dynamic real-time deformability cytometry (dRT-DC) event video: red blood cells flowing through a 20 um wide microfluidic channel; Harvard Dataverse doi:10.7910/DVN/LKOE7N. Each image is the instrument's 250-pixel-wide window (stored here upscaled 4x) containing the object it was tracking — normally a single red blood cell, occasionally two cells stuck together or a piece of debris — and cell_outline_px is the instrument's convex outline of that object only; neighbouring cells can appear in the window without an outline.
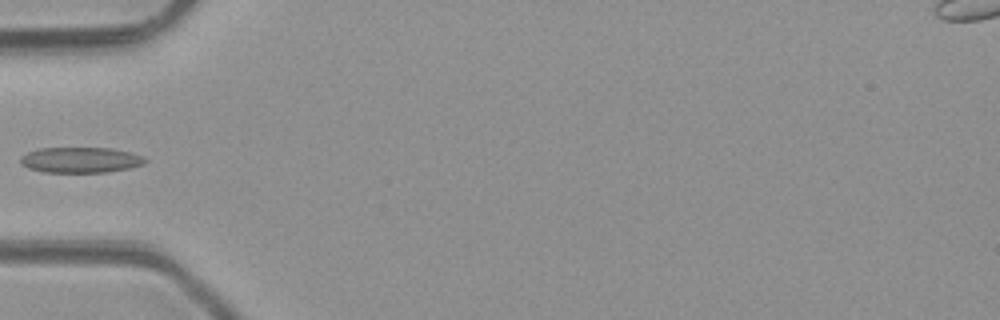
{"species": "common noctule bat (a hibernating species)", "species_latin": "Nyctalus noctula", "temperature_condition": "room temperature", "stored_images_in_passage": 7, "camera_frame_rate_fps": 3000, "um_per_image_px": 0.085, "animal": {"sex": "male", "body_mass_g": 23.1, "forearm_length_mm": 52.7}, "frame": {"image": 1, "passage_image": 7, "time_ms": 7.667, "image_size_px": [1000, 320], "cell_outline_px": [[148, 160], [144, 164], [128, 168], [108, 172], [44, 172], [28, 168], [20, 164], [20, 156], [28, 152], [40, 148], [112, 148], [132, 152], [144, 156]], "centroid_in_image_um": [6.86, 13.59], "position_along_channel_um": 78.1, "area_um2": 18.73}}